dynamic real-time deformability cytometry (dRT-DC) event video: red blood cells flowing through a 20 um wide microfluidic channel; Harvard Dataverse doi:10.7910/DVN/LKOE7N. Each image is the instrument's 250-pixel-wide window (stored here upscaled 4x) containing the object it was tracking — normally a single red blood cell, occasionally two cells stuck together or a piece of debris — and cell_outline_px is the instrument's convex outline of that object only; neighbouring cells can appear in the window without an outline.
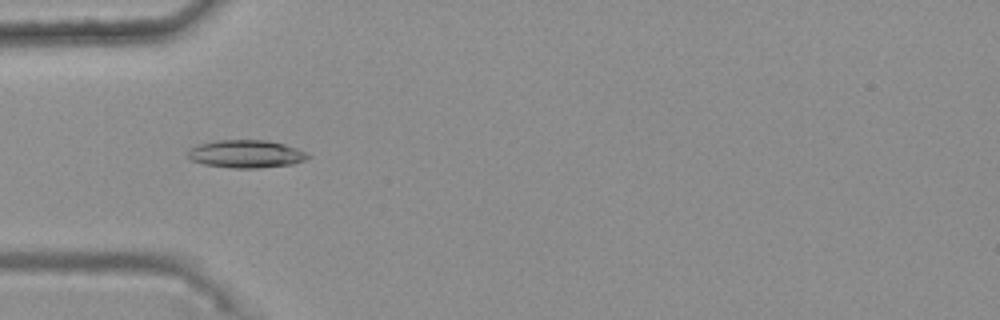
{"species": "common noctule bat (a hibernating species)", "species_latin": "Nyctalus noctula", "temperature_condition": "warm", "stored_images_in_passage": 16, "camera_frame_rate_fps": 3000, "um_per_image_px": 0.085, "animal": {"sex": "female", "body_mass_g": 25.1}, "frame": {"image": 1, "passage_image": 7, "time_ms": 2.0, "image_size_px": [1000, 320], "cell_outline_px": [[312, 156], [304, 160], [292, 164], [260, 168], [232, 168], [204, 164], [192, 160], [188, 156], [188, 148], [200, 144], [220, 140], [264, 140], [284, 144], [296, 148]], "centroid_in_image_um": [20.91, 13.09], "position_along_channel_um": 64.1, "area_um2": 19.31}}